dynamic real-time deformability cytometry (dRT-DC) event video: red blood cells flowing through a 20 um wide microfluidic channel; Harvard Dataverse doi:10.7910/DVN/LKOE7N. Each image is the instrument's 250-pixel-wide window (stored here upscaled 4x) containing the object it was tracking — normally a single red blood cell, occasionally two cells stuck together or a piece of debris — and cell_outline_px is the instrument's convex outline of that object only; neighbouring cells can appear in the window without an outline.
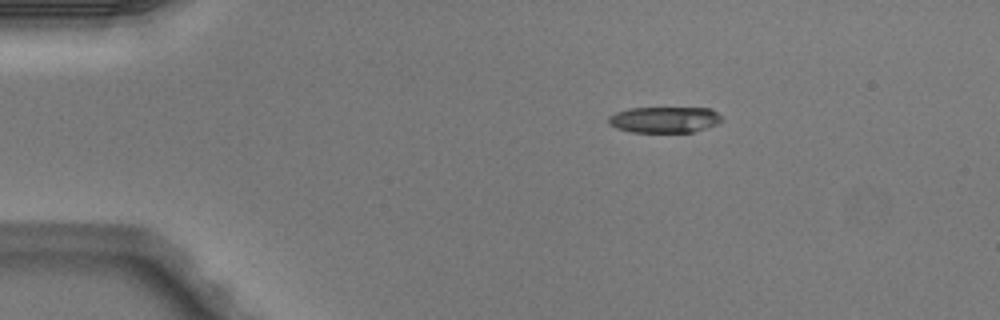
{"species": "Egyptian fruit bat (a non-hibernating species)", "species_latin": "Rousettus aegyptiacus", "temperature_condition": "warm", "stored_images_in_passage": 4, "camera_frame_rate_fps": 3000, "um_per_image_px": 0.085, "animal": {"sex": "male"}, "frame": {"image": 1, "passage_image": 1, "time_ms": 0.0, "image_size_px": [1000, 320], "cell_outline_px": [[724, 120], [716, 124], [692, 132], [632, 132], [616, 128], [608, 124], [608, 116], [616, 112], [628, 108], [712, 108]], "centroid_in_image_um": [56.45, 10.17], "position_along_channel_um": 28.6, "area_um2": 17.22}}
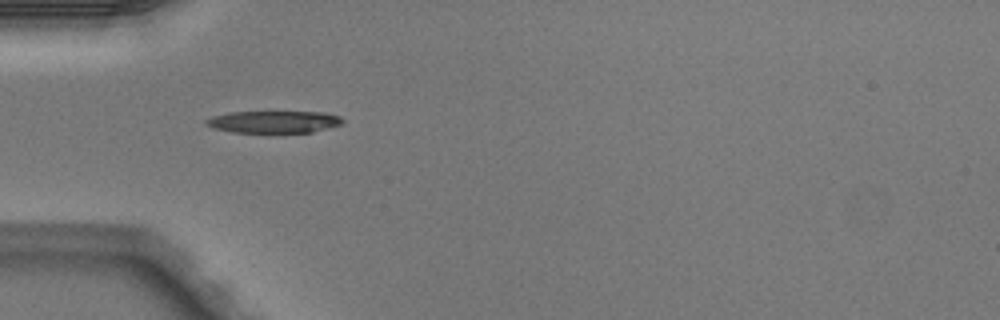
{"frame": {"image": 2, "passage_image": 3, "time_ms": 0.667, "image_size_px": [1000, 320], "cell_outline_px": [[344, 120], [340, 124], [312, 132], [232, 132], [212, 128], [204, 124], [204, 120], [212, 116], [228, 112], [324, 112], [340, 116]], "centroid_in_image_um": [23.21, 10.35], "position_along_channel_um": 61.8, "area_um2": 17.51}}
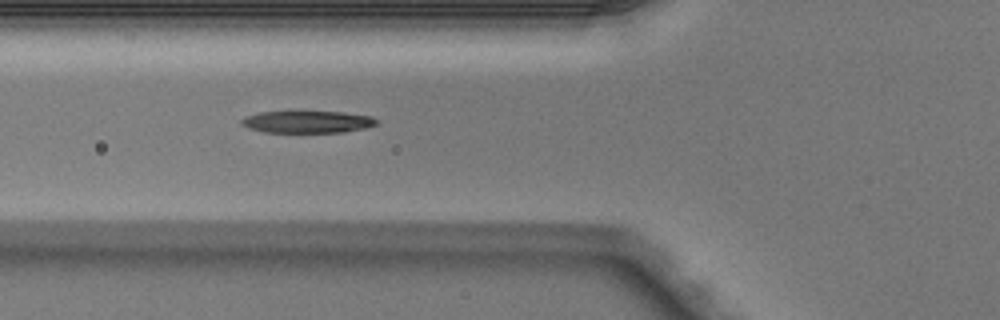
{"frame": {"image": 3, "passage_image": 4, "time_ms": 1.0, "image_size_px": [1000, 320], "cell_outline_px": [[376, 124], [364, 128], [344, 132], [264, 132], [248, 128], [240, 124], [240, 120], [244, 116], [260, 112], [288, 108], [292, 108], [344, 112], [372, 116], [376, 120]], "centroid_in_image_um": [26.03, 10.29], "position_along_channel_um": 99.8, "area_um2": 18.55}}